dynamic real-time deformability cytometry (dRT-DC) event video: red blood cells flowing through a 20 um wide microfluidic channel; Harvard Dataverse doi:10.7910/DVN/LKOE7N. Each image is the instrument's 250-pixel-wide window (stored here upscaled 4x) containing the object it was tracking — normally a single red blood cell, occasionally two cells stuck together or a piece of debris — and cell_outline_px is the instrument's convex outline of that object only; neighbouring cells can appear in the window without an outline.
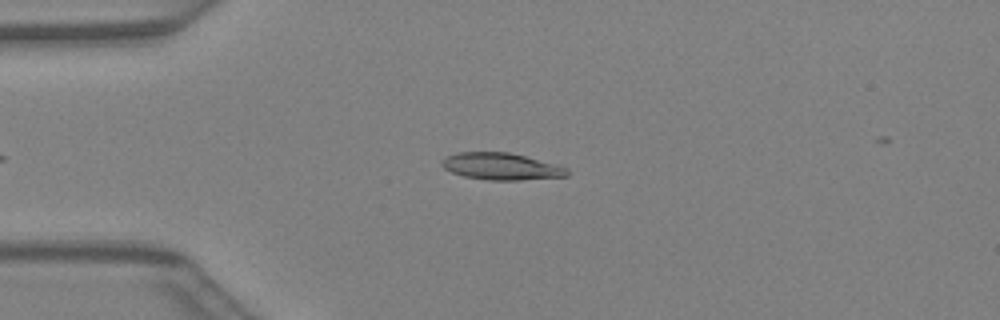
{"species": "Egyptian fruit bat (a non-hibernating species)", "species_latin": "Rousettus aegyptiacus", "temperature_condition": "warm", "stored_images_in_passage": 31, "camera_frame_rate_fps": 3000, "um_per_image_px": 0.085, "animal": {"sex": "female"}, "frame": {"image": 1, "passage_image": 4, "time_ms": 1.0, "image_size_px": [1000, 320], "cell_outline_px": [[568, 176], [520, 180], [488, 180], [464, 176], [452, 172], [444, 168], [440, 164], [440, 160], [448, 156], [460, 152], [508, 152], [524, 156], [568, 168]], "centroid_in_image_um": [42.57, 14.15], "position_along_channel_um": 42.4, "area_um2": 19.42}}
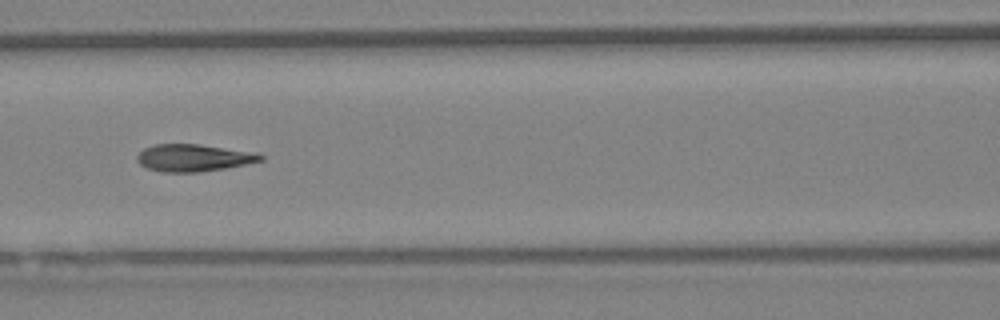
{"frame": {"image": 2, "passage_image": 12, "time_ms": 3.667, "image_size_px": [1000, 320], "cell_outline_px": [[264, 160], [224, 168], [200, 172], [160, 172], [148, 168], [140, 164], [136, 160], [136, 156], [144, 148], [152, 144], [200, 144], [256, 152], [264, 156]], "centroid_in_image_um": [16.44, 13.4], "position_along_channel_um": 150.2, "area_um2": 19.65}}
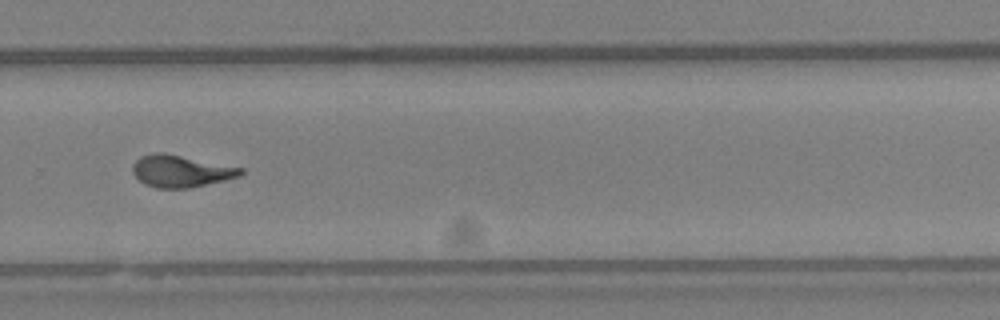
{"frame": {"image": 3, "passage_image": 22, "time_ms": 7.0, "image_size_px": [1000, 320], "cell_outline_px": [[244, 172], [240, 176], [224, 180], [188, 188], [156, 188], [144, 184], [132, 172], [132, 164], [140, 156], [156, 152], [164, 152], [244, 168]], "centroid_in_image_um": [15.35, 14.53], "position_along_channel_um": 314.4, "area_um2": 20.17}}